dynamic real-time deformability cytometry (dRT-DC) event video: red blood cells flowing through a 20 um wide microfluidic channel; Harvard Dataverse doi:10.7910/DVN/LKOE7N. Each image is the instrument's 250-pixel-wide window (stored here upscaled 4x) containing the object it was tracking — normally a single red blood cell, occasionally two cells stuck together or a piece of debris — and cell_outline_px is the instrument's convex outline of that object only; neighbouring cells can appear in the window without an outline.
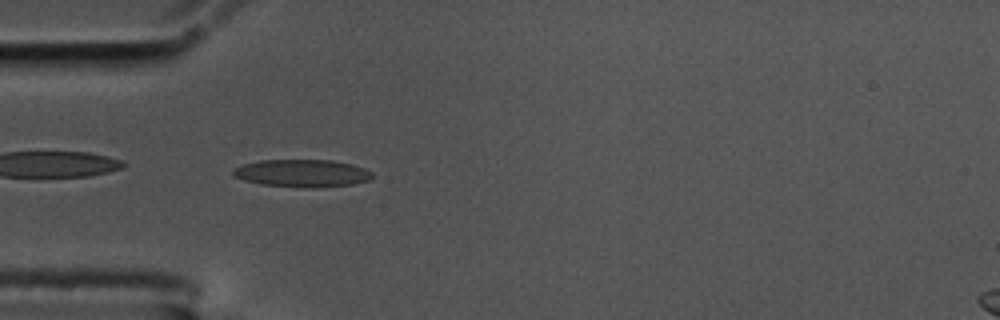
{"species": "common noctule bat (a hibernating species)", "species_latin": "Nyctalus noctula", "temperature_condition": "cold", "stored_images_in_passage": 43, "camera_frame_rate_fps": 3000, "um_per_image_px": 0.085, "animal": {"sex": "male", "body_mass_g": 17.5, "forearm_length_mm": 52.3}, "frame": {"image": 1, "passage_image": 2, "time_ms": 0.333, "image_size_px": [1000, 320], "cell_outline_px": [[372, 176], [368, 180], [352, 184], [312, 188], [260, 184], [244, 180], [232, 176], [232, 168], [244, 164], [260, 160], [332, 160], [352, 164], [364, 168], [372, 172]], "centroid_in_image_um": [25.65, 14.72], "position_along_channel_um": 59.4, "area_um2": 22.31}}
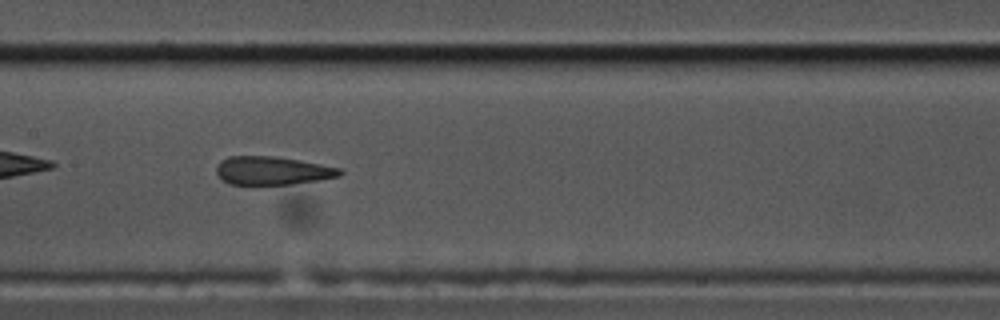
{"frame": {"image": 2, "passage_image": 13, "time_ms": 4.0, "image_size_px": [1000, 320], "cell_outline_px": [[344, 172], [340, 176], [316, 180], [288, 184], [228, 184], [216, 172], [216, 164], [220, 160], [228, 156], [272, 156], [300, 160], [340, 168]], "centroid_in_image_um": [23.12, 14.49], "position_along_channel_um": 184.3, "area_um2": 20.23}}
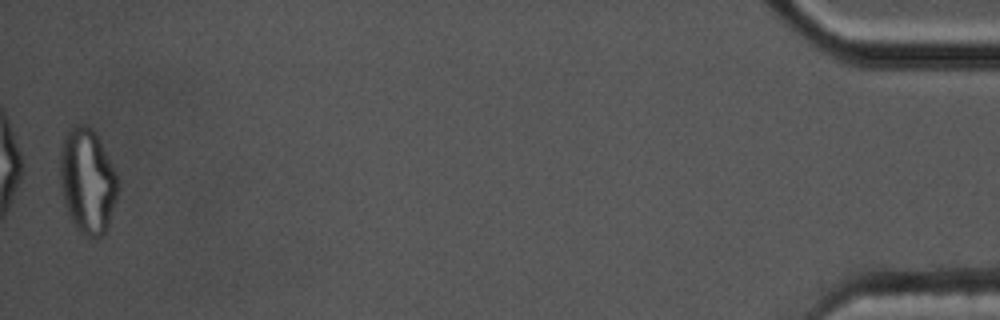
{"frame": {"image": 3, "passage_image": 42, "time_ms": 13.667, "image_size_px": [1000, 320], "cell_outline_px": [[116, 196], [108, 224], [104, 232], [96, 240], [84, 236], [76, 228], [64, 204], [60, 184], [60, 152], [64, 136], [72, 128], [80, 124], [84, 124], [92, 128], [116, 172]], "centroid_in_image_um": [7.39, 15.41], "position_along_channel_um": 427.8, "area_um2": 34.8}, "authors_computed_cell_mechanics": {"area_um2": 21.675, "velocity_mm_per_s": 3.4793, "shape_relaxation_time_tau1_ms": null, "shape_relaxation_time_tau2_ms": 1.3679, "deformation_change_tau1": null, "deformation_change_tau2": 0.1089}}